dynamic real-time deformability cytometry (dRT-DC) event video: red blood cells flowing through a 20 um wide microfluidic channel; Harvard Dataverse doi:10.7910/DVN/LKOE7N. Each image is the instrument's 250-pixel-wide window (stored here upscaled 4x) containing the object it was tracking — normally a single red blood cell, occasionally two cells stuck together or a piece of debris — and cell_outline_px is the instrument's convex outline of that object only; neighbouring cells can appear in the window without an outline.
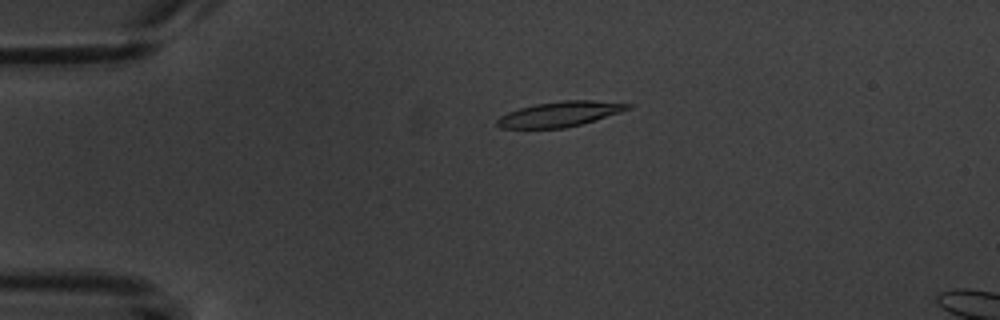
{"species": "common noctule bat (a hibernating species)", "species_latin": "Nyctalus noctula", "temperature_condition": "warm", "stored_images_in_passage": 4, "camera_frame_rate_fps": 3000, "um_per_image_px": 0.085, "animal": {"sex": "male", "body_mass_g": 20.1, "forearm_length_mm": 53.5}, "frame": {"image": 1, "passage_image": 3, "time_ms": 2.333, "image_size_px": [1000, 320], "cell_outline_px": [[636, 104], [632, 108], [620, 112], [580, 124], [564, 128], [500, 128], [496, 124], [496, 120], [500, 116], [508, 112], [520, 108], [536, 104], [564, 100], [592, 100]], "centroid_in_image_um": [47.6, 9.69], "position_along_channel_um": 37.4, "area_um2": 19.02}}